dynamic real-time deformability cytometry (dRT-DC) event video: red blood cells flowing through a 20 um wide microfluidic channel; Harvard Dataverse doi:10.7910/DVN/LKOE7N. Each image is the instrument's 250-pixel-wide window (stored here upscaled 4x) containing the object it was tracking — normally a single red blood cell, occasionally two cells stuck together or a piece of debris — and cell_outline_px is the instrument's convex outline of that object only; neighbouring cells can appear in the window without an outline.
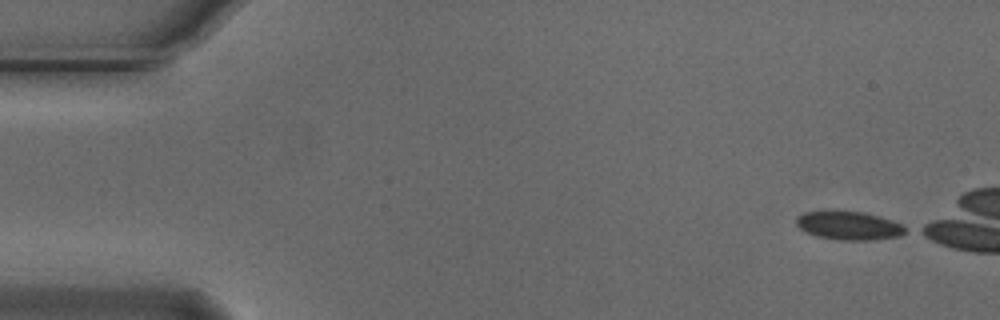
{"species": "Egyptian fruit bat (a non-hibernating species)", "species_latin": "Rousettus aegyptiacus", "temperature_condition": "cold", "stored_images_in_passage": 42, "camera_frame_rate_fps": 3000, "um_per_image_px": 0.085, "animal": {"sex": "male"}, "frame": {"image": 1, "passage_image": 1, "time_ms": 0.0, "image_size_px": [1000, 320], "cell_outline_px": [[908, 232], [900, 236], [872, 240], [840, 240], [816, 236], [800, 228], [796, 224], [796, 216], [804, 212], [864, 212], [880, 216], [892, 220], [908, 228]], "centroid_in_image_um": [72.21, 19.19], "position_along_channel_um": 12.8, "area_um2": 17.98}}
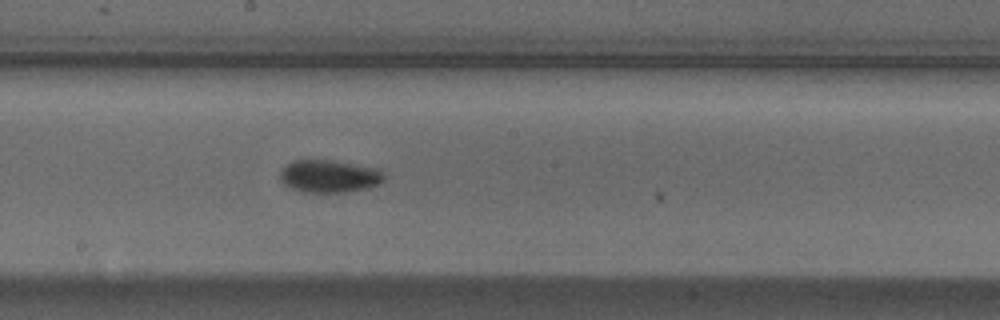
{"frame": {"image": 2, "passage_image": 27, "time_ms": 8.667, "image_size_px": [1000, 320], "cell_outline_px": [[388, 176], [380, 184], [368, 188], [344, 192], [300, 192], [284, 184], [280, 180], [280, 168], [292, 160], [328, 160], [380, 168]], "centroid_in_image_um": [28.01, 14.97], "position_along_channel_um": 220.2, "area_um2": 20.11}}
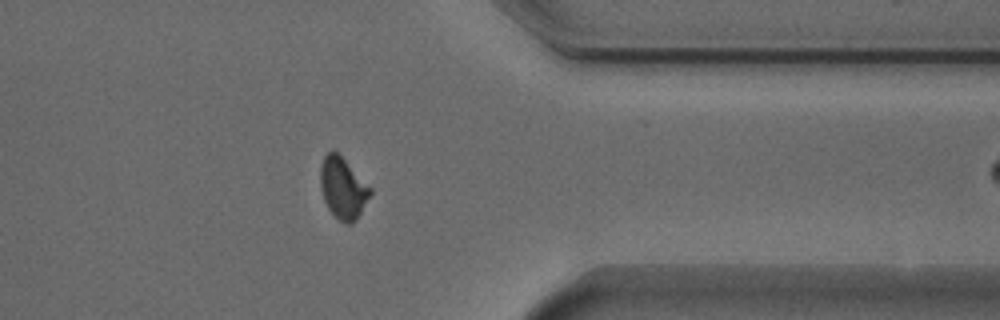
{"frame": {"image": 3, "passage_image": 41, "time_ms": 13.333, "image_size_px": [1000, 320], "cell_outline_px": [[372, 192], [356, 220], [352, 224], [344, 224], [328, 208], [324, 200], [320, 188], [320, 168], [324, 156], [332, 148], [372, 188]], "centroid_in_image_um": [29.14, 15.99], "position_along_channel_um": 382.3, "area_um2": 17.63}}